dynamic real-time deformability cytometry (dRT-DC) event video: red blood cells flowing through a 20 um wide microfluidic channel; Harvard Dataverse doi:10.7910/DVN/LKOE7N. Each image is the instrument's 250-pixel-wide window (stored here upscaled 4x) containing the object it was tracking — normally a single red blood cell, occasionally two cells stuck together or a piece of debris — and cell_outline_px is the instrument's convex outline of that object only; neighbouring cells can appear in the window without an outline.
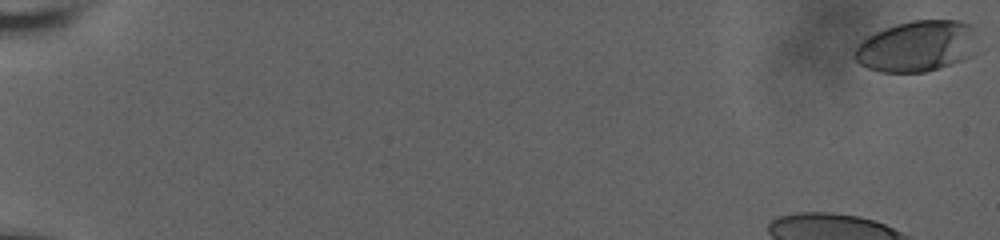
{"species": "human", "species_latin": "Homo sapiens", "temperature_condition": "room temperature", "stored_images_in_passage": 46, "camera_frame_rate_fps": 3000, "um_per_image_px": 0.085, "donor": {"sex": "male"}, "frame": {"image": 1, "passage_image": 1, "time_ms": 0.0, "image_size_px": [1000, 240], "cell_outline_px": [[976, 36], [968, 56], [964, 60], [924, 72], [880, 72], [868, 68], [860, 64], [852, 56], [856, 48], [868, 36], [876, 32], [896, 24], [912, 20], [960, 20], [972, 24]], "centroid_in_image_um": [77.91, 3.92], "position_along_channel_um": 7.1, "area_um2": 36.24}}
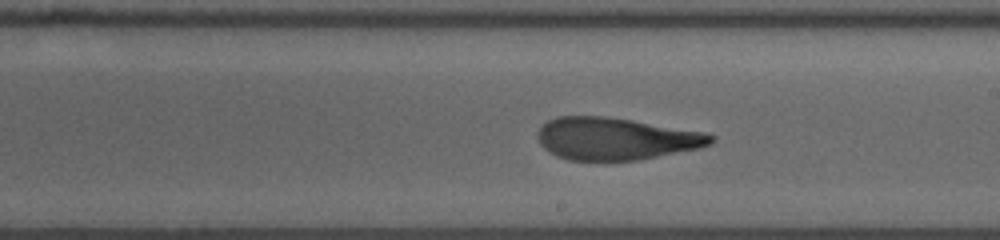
{"frame": {"image": 2, "passage_image": 33, "time_ms": 11.0, "image_size_px": [1000, 240], "cell_outline_px": [[716, 140], [712, 144], [700, 148], [636, 160], [568, 160], [556, 156], [544, 148], [540, 144], [536, 132], [548, 120], [560, 116], [604, 116], [632, 120], [704, 132], [716, 136]], "centroid_in_image_um": [52.34, 11.79], "position_along_channel_um": 236.7, "area_um2": 42.6}}
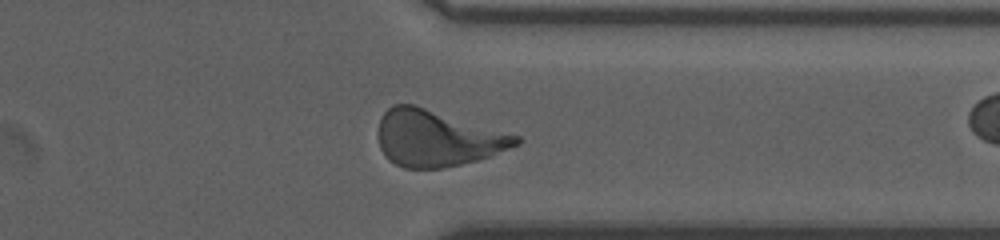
{"frame": {"image": 3, "passage_image": 44, "time_ms": 14.667, "image_size_px": [1000, 240], "cell_outline_px": [[520, 144], [480, 160], [440, 168], [404, 168], [388, 160], [380, 148], [380, 116], [392, 104], [412, 104], [520, 136]], "centroid_in_image_um": [37.15, 11.76], "position_along_channel_um": 374.2, "area_um2": 44.68}}